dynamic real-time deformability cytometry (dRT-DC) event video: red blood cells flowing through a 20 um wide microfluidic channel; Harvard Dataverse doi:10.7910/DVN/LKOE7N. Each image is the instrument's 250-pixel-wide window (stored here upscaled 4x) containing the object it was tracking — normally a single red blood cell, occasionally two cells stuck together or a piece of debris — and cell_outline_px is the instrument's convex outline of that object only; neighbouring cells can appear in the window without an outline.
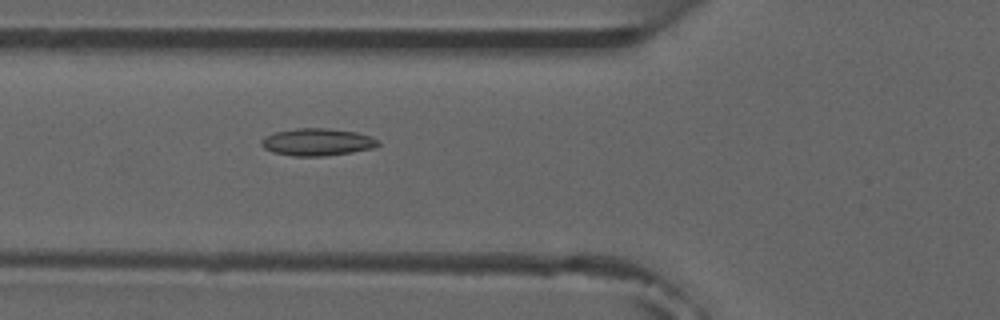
{"species": "common noctule bat (a hibernating species)", "species_latin": "Nyctalus noctula", "temperature_condition": "room temperature", "stored_images_in_passage": 6, "camera_frame_rate_fps": 3000, "um_per_image_px": 0.085, "animal": {"sex": "male", "forearm_length_mm": 52.5}, "frame": {"image": 1, "passage_image": 6, "time_ms": 5.667, "image_size_px": [1000, 320], "cell_outline_px": [[380, 144], [372, 148], [352, 152], [324, 156], [292, 156], [272, 152], [264, 148], [260, 144], [260, 140], [276, 132], [296, 128], [328, 128], [356, 132], [372, 136], [380, 140]], "centroid_in_image_um": [26.99, 12.07], "position_along_channel_um": 98.8, "area_um2": 18.61}}